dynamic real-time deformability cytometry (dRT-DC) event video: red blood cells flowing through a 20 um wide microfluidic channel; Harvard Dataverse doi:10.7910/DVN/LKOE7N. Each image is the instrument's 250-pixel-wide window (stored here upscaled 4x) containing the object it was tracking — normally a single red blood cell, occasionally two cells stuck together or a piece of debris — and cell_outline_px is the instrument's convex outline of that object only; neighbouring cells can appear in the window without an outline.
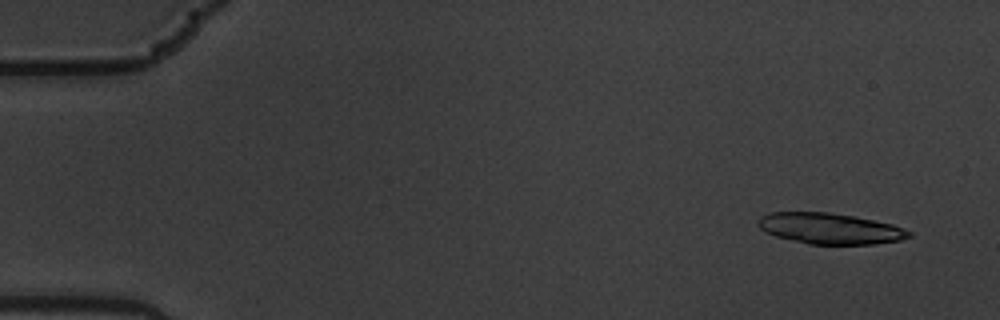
{"species": "common noctule bat (a hibernating species)", "species_latin": "Nyctalus noctula", "temperature_condition": "warm", "stored_images_in_passage": 5, "camera_frame_rate_fps": 3000, "um_per_image_px": 0.085, "animal": {"sex": "male", "body_mass_g": 19.5, "forearm_length_mm": 54.6}, "frame": {"image": 1, "passage_image": 1, "time_ms": 0.0, "image_size_px": [1000, 320], "cell_outline_px": [[912, 236], [900, 240], [876, 244], [808, 244], [776, 236], [764, 232], [756, 224], [756, 220], [760, 216], [768, 212], [828, 212], [852, 216], [892, 224], [904, 228], [912, 232]], "centroid_in_image_um": [70.51, 19.42], "position_along_channel_um": 14.5, "area_um2": 27.28}}